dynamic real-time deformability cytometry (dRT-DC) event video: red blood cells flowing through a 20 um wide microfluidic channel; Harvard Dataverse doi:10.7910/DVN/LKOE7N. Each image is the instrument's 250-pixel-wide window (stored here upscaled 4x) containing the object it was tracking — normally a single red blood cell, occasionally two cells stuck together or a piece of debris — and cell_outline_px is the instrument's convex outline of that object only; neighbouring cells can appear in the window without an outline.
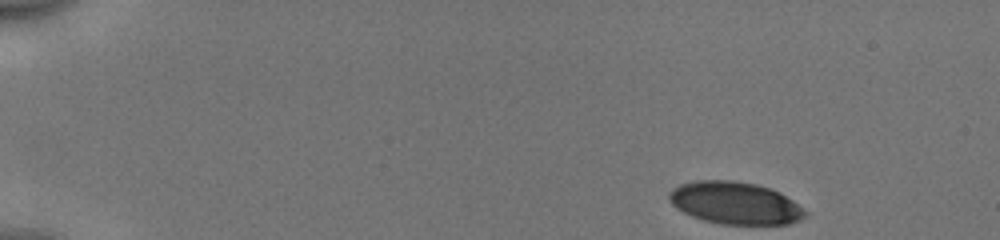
{"species": "human", "species_latin": "Homo sapiens", "temperature_condition": "cold", "stored_images_in_passage": 47, "camera_frame_rate_fps": 3000, "um_per_image_px": 0.085, "donor": {"sex": "male"}, "frame": {"image": 1, "passage_image": 1, "time_ms": 0.0, "image_size_px": [1000, 240], "cell_outline_px": [[808, 216], [800, 220], [788, 224], [720, 224], [704, 220], [692, 216], [676, 208], [672, 204], [668, 196], [668, 192], [672, 188], [680, 184], [696, 180], [732, 180], [756, 184], [780, 192], [792, 200], [808, 212]], "centroid_in_image_um": [62.48, 17.25], "position_along_channel_um": 22.5, "area_um2": 33.64}}
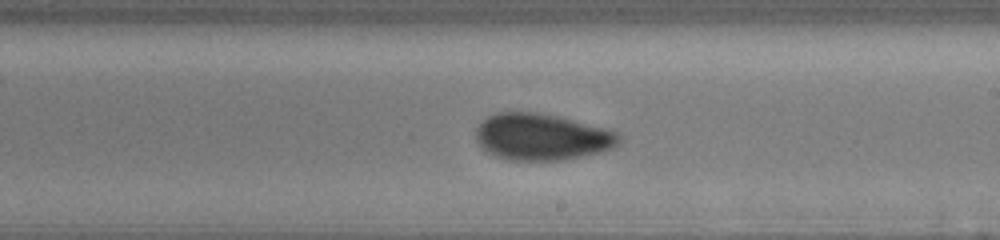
{"frame": {"image": 2, "passage_image": 27, "time_ms": 8.667, "image_size_px": [1000, 240], "cell_outline_px": [[620, 140], [612, 148], [600, 152], [560, 160], [508, 160], [496, 156], [488, 152], [476, 140], [476, 128], [488, 116], [496, 112], [540, 112], [560, 116], [604, 128], [616, 132], [620, 136]], "centroid_in_image_um": [46.03, 11.62], "position_along_channel_um": 243.0, "area_um2": 38.61}}
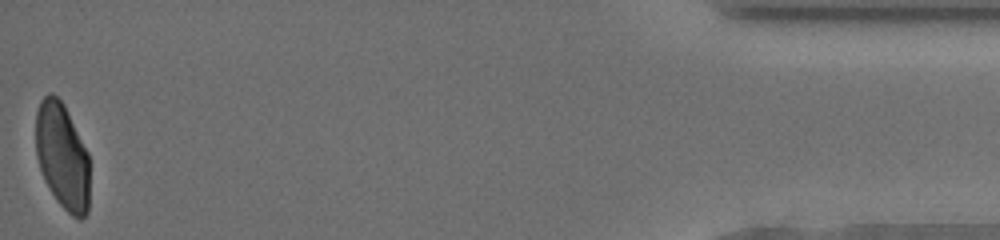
{"frame": {"image": 3, "passage_image": 47, "time_ms": 15.333, "image_size_px": [1000, 240], "cell_outline_px": [[88, 212], [80, 220], [72, 216], [56, 200], [44, 180], [36, 156], [36, 112], [40, 100], [48, 92], [52, 92], [64, 104], [88, 152]], "centroid_in_image_um": [5.28, 13.26], "position_along_channel_um": 429.9, "area_um2": 33.35}, "authors_computed_cell_mechanics": {"area_um2": 37.1076, "velocity_mm_per_s": 3.9628, "shape_relaxation_time_tau1_ms": 3.9126, "shape_relaxation_time_tau2_ms": 0.8518, "deformation_change_tau1": 0.1472, "deformation_change_tau2": 0.0589}}